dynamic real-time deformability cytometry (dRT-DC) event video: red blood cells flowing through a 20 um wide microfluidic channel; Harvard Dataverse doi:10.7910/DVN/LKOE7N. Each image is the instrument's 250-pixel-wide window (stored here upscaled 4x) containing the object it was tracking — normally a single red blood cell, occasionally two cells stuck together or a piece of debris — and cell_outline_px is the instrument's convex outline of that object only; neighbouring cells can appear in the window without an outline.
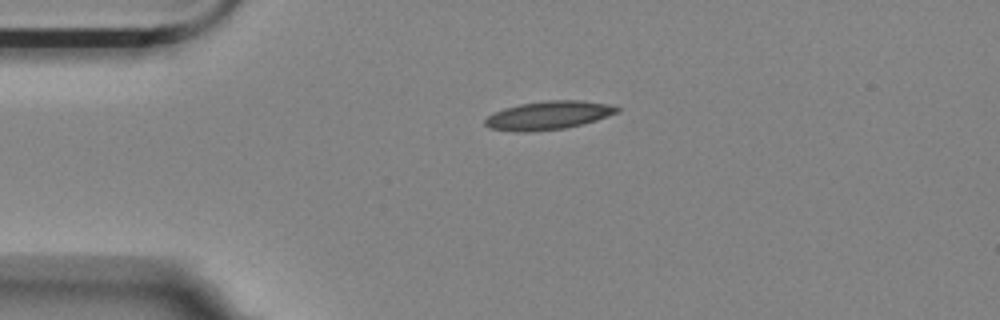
{"species": "Egyptian fruit bat (a non-hibernating species)", "species_latin": "Rousettus aegyptiacus", "temperature_condition": "room temperature", "stored_images_in_passage": 44, "camera_frame_rate_fps": 3000, "um_per_image_px": 0.085, "animal": {"sex": "female"}, "frame": {"image": 1, "passage_image": 1, "time_ms": 0.0, "image_size_px": [1000, 320], "cell_outline_px": [[620, 112], [596, 120], [564, 128], [524, 132], [516, 132], [488, 128], [484, 124], [484, 120], [488, 116], [504, 108], [520, 104], [548, 100], [580, 100], [608, 104], [620, 108]], "centroid_in_image_um": [46.6, 9.8], "position_along_channel_um": 38.4, "area_um2": 21.73}}
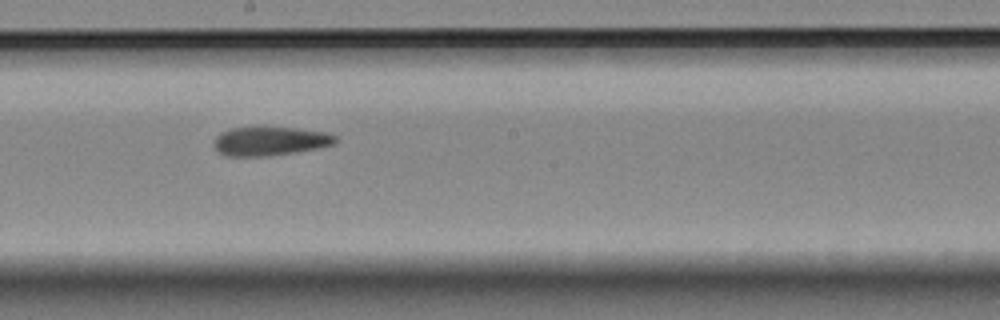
{"frame": {"image": 2, "passage_image": 19, "time_ms": 6.0, "image_size_px": [1000, 320], "cell_outline_px": [[336, 144], [320, 148], [268, 156], [228, 156], [216, 152], [212, 144], [216, 136], [220, 132], [228, 128], [256, 124], [296, 128], [328, 132], [336, 136]], "centroid_in_image_um": [22.89, 11.95], "position_along_channel_um": 225.3, "area_um2": 21.56}}
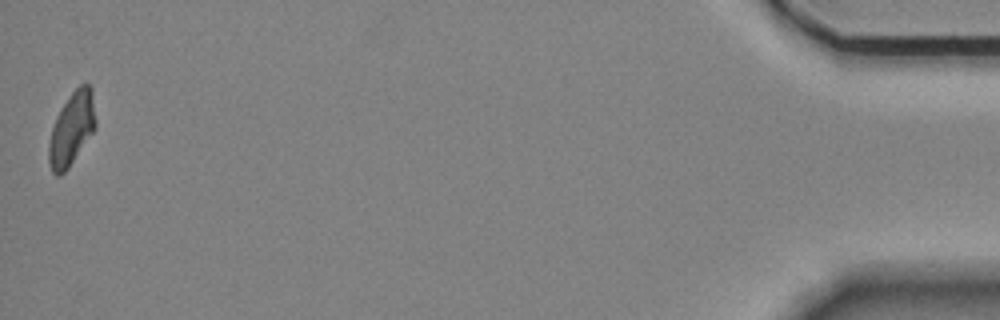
{"frame": {"image": 3, "passage_image": 44, "time_ms": 14.333, "image_size_px": [1000, 320], "cell_outline_px": [[96, 128], [68, 168], [60, 176], [56, 176], [52, 172], [48, 160], [48, 144], [52, 128], [56, 116], [72, 92], [80, 84], [88, 84], [92, 88], [96, 120]], "centroid_in_image_um": [6.09, 10.96], "position_along_channel_um": 429.1, "area_um2": 19.88}, "authors_computed_cell_mechanics": {"area_um2": 20.6346, "velocity_mm_per_s": 3.5598, "shape_relaxation_time_tau1_ms": 5.5369, "shape_relaxation_time_tau2_ms": 4.1761, "deformation_change_tau1": 0.1488, "deformation_change_tau2": 0.1187}}